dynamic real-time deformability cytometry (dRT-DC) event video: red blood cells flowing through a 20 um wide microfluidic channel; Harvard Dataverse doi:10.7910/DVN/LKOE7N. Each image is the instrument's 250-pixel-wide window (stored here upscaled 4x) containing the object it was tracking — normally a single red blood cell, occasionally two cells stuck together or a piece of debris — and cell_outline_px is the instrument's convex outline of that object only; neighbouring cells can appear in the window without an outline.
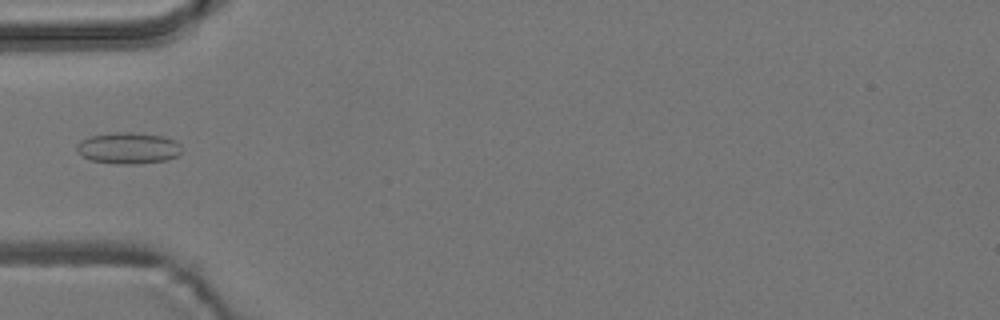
{"species": "common noctule bat (a hibernating species)", "species_latin": "Nyctalus noctula", "temperature_condition": "room temperature", "stored_images_in_passage": 4, "camera_frame_rate_fps": 3000, "um_per_image_px": 0.085, "animal": {"sex": "male", "body_mass_g": 19.2, "forearm_length_mm": 51.8}, "frame": {"image": 1, "passage_image": 4, "time_ms": 4.333, "image_size_px": [1000, 320], "cell_outline_px": [[180, 152], [176, 156], [168, 160], [136, 164], [116, 164], [92, 160], [84, 156], [76, 148], [76, 144], [80, 140], [88, 136], [112, 132], [132, 132], [164, 136], [176, 140], [180, 144]], "centroid_in_image_um": [10.91, 12.57], "position_along_channel_um": 74.1, "area_um2": 19.31}}